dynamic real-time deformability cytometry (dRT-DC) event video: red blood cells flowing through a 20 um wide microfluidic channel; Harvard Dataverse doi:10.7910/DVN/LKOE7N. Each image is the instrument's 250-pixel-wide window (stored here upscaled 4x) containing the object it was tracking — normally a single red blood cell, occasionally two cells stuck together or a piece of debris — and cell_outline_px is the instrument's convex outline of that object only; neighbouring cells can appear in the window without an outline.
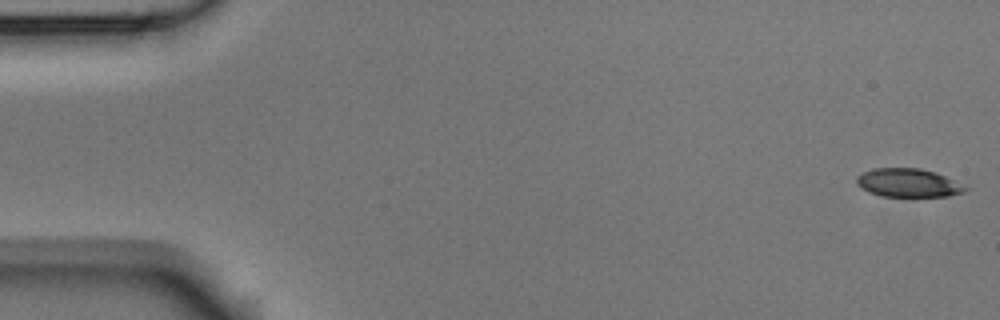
{"species": "Egyptian fruit bat (a non-hibernating species)", "species_latin": "Rousettus aegyptiacus", "temperature_condition": "room temperature", "stored_images_in_passage": 4, "camera_frame_rate_fps": 3000, "um_per_image_px": 0.085, "animal": {"sex": "male"}, "frame": {"image": 1, "passage_image": 1, "time_ms": 0.0, "image_size_px": [1000, 320], "cell_outline_px": [[968, 188], [964, 192], [948, 196], [880, 196], [868, 192], [856, 184], [856, 176], [872, 168], [920, 168], [936, 172]], "centroid_in_image_um": [77.14, 15.54], "position_along_channel_um": 7.9, "area_um2": 17.92}}